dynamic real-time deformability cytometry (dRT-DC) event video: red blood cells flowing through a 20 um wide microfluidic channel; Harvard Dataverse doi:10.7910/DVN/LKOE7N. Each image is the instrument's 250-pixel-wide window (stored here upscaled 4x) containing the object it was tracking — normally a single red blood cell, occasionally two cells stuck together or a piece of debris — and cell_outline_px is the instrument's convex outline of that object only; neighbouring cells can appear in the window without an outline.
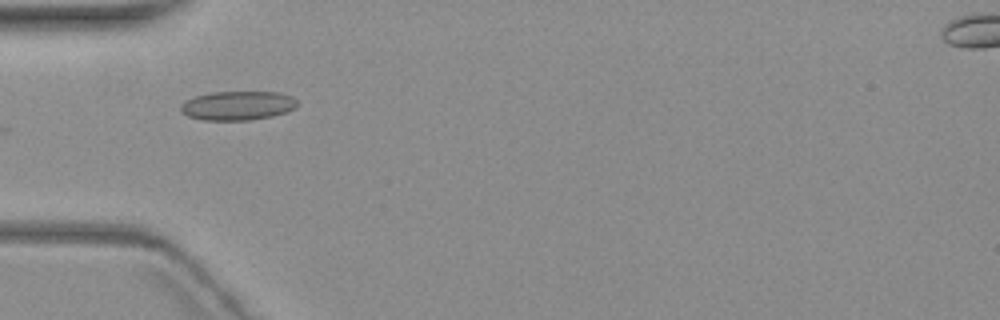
{"species": "common noctule bat (a hibernating species)", "species_latin": "Nyctalus noctula", "temperature_condition": "warm", "stored_images_in_passage": 4, "camera_frame_rate_fps": 3000, "um_per_image_px": 0.085, "animal": {"sex": "female", "body_mass_g": 19.3, "forearm_length_mm": 54.1}, "frame": {"image": 1, "passage_image": 1, "time_ms": 0.0, "image_size_px": [1000, 320], "cell_outline_px": [[296, 108], [272, 116], [248, 120], [204, 120], [188, 116], [180, 112], [180, 104], [184, 100], [196, 96], [212, 92], [280, 92], [292, 96], [296, 100]], "centroid_in_image_um": [20.17, 8.97], "position_along_channel_um": 64.8, "area_um2": 19.77}}
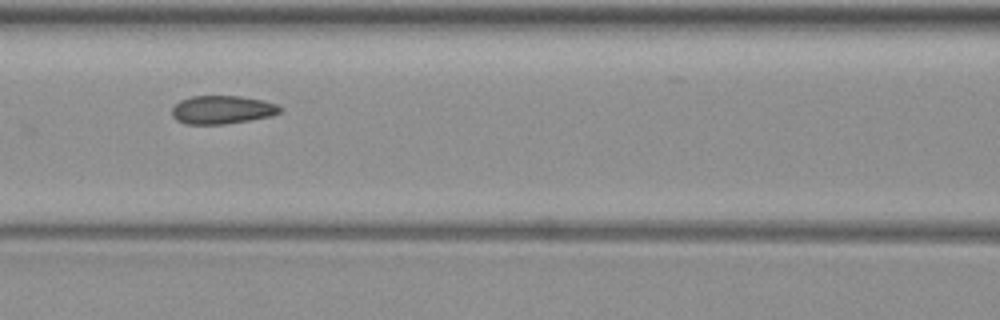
{"frame": {"image": 2, "passage_image": 3, "time_ms": 2.333, "image_size_px": [1000, 320], "cell_outline_px": [[284, 108], [280, 112], [272, 116], [224, 124], [184, 124], [176, 120], [172, 116], [172, 108], [180, 100], [192, 96], [240, 96], [264, 100], [280, 104]], "centroid_in_image_um": [18.92, 9.32], "position_along_channel_um": 147.7, "area_um2": 18.03}}
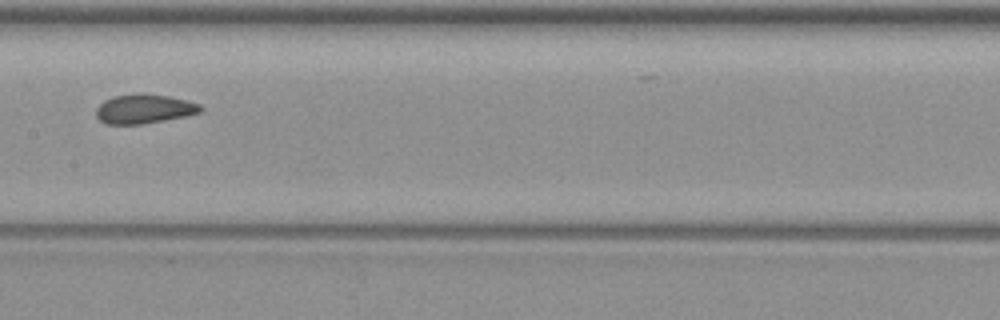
{"frame": {"image": 3, "passage_image": 4, "time_ms": 3.667, "image_size_px": [1000, 320], "cell_outline_px": [[204, 108], [200, 112], [184, 116], [144, 124], [104, 124], [96, 116], [96, 108], [104, 100], [112, 96], [144, 92], [168, 96], [188, 100], [200, 104]], "centroid_in_image_um": [12.24, 9.24], "position_along_channel_um": 195.2, "area_um2": 18.03}}